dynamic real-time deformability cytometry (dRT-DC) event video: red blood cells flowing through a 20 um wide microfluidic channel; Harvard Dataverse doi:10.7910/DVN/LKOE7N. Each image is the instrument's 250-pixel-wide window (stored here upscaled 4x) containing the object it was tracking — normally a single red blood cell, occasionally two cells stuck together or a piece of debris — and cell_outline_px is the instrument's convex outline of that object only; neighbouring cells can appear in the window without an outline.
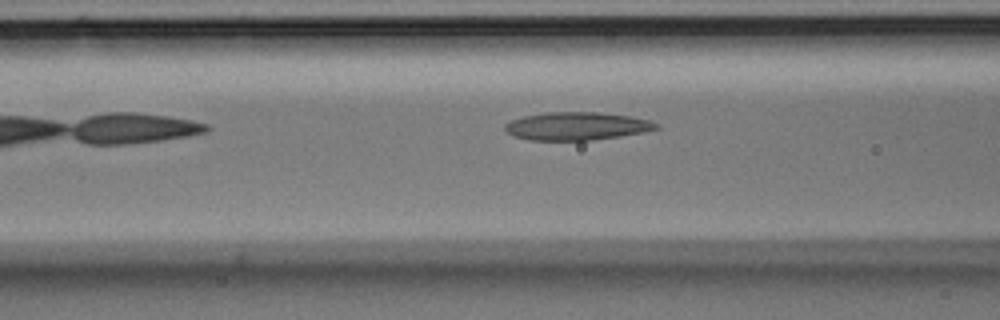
{"species": "Egyptian fruit bat (a non-hibernating species)", "species_latin": "Rousettus aegyptiacus", "temperature_condition": "room temperature", "stored_images_in_passage": 3, "camera_frame_rate_fps": 3000, "um_per_image_px": 0.085, "animal": {"sex": "male"}, "frame": {"image": 1, "passage_image": 3, "time_ms": 0.667, "image_size_px": [1000, 320], "cell_outline_px": [[660, 128], [644, 132], [620, 136], [592, 140], [528, 140], [512, 136], [504, 128], [504, 124], [508, 120], [524, 116], [548, 112], [600, 112], [628, 116], [652, 120], [660, 124]], "centroid_in_image_um": [49.02, 10.72], "position_along_channel_um": 117.6, "area_um2": 24.91}}